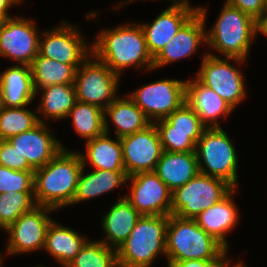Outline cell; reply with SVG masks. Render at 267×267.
Segmentation results:
<instances>
[{
    "label": "cell",
    "instance_id": "6da1fadb",
    "mask_svg": "<svg viewBox=\"0 0 267 267\" xmlns=\"http://www.w3.org/2000/svg\"><path fill=\"white\" fill-rule=\"evenodd\" d=\"M130 23L102 29L91 44L92 54L118 76L130 67L149 72L153 70V58L143 29L137 22Z\"/></svg>",
    "mask_w": 267,
    "mask_h": 267
},
{
    "label": "cell",
    "instance_id": "7a4b0ae2",
    "mask_svg": "<svg viewBox=\"0 0 267 267\" xmlns=\"http://www.w3.org/2000/svg\"><path fill=\"white\" fill-rule=\"evenodd\" d=\"M82 168L83 163L79 152L63 148L45 166L35 169L36 205L55 210L71 206Z\"/></svg>",
    "mask_w": 267,
    "mask_h": 267
},
{
    "label": "cell",
    "instance_id": "3957f363",
    "mask_svg": "<svg viewBox=\"0 0 267 267\" xmlns=\"http://www.w3.org/2000/svg\"><path fill=\"white\" fill-rule=\"evenodd\" d=\"M229 251L208 235L194 219L169 215L166 230L167 262L197 260H230Z\"/></svg>",
    "mask_w": 267,
    "mask_h": 267
},
{
    "label": "cell",
    "instance_id": "277c9868",
    "mask_svg": "<svg viewBox=\"0 0 267 267\" xmlns=\"http://www.w3.org/2000/svg\"><path fill=\"white\" fill-rule=\"evenodd\" d=\"M211 29L206 31V46L224 57L247 60L257 35L256 20L226 2Z\"/></svg>",
    "mask_w": 267,
    "mask_h": 267
},
{
    "label": "cell",
    "instance_id": "5b68a950",
    "mask_svg": "<svg viewBox=\"0 0 267 267\" xmlns=\"http://www.w3.org/2000/svg\"><path fill=\"white\" fill-rule=\"evenodd\" d=\"M169 216L143 215L116 250L119 267H151L160 255L166 258Z\"/></svg>",
    "mask_w": 267,
    "mask_h": 267
},
{
    "label": "cell",
    "instance_id": "8992f818",
    "mask_svg": "<svg viewBox=\"0 0 267 267\" xmlns=\"http://www.w3.org/2000/svg\"><path fill=\"white\" fill-rule=\"evenodd\" d=\"M234 141L222 127L206 128L196 143L199 172L238 187V154Z\"/></svg>",
    "mask_w": 267,
    "mask_h": 267
},
{
    "label": "cell",
    "instance_id": "52a82bcc",
    "mask_svg": "<svg viewBox=\"0 0 267 267\" xmlns=\"http://www.w3.org/2000/svg\"><path fill=\"white\" fill-rule=\"evenodd\" d=\"M199 71L196 78L205 86L211 88L233 109L246 99L245 78L238 65L244 64L246 60L233 57L220 58L213 51L204 52ZM232 63H237L234 66Z\"/></svg>",
    "mask_w": 267,
    "mask_h": 267
},
{
    "label": "cell",
    "instance_id": "ba28073f",
    "mask_svg": "<svg viewBox=\"0 0 267 267\" xmlns=\"http://www.w3.org/2000/svg\"><path fill=\"white\" fill-rule=\"evenodd\" d=\"M234 187L227 181L198 173L172 192L171 214L194 219L201 212L225 198Z\"/></svg>",
    "mask_w": 267,
    "mask_h": 267
},
{
    "label": "cell",
    "instance_id": "9c48e42d",
    "mask_svg": "<svg viewBox=\"0 0 267 267\" xmlns=\"http://www.w3.org/2000/svg\"><path fill=\"white\" fill-rule=\"evenodd\" d=\"M120 76L91 54L76 71L77 101L105 110L118 96Z\"/></svg>",
    "mask_w": 267,
    "mask_h": 267
},
{
    "label": "cell",
    "instance_id": "30bf717a",
    "mask_svg": "<svg viewBox=\"0 0 267 267\" xmlns=\"http://www.w3.org/2000/svg\"><path fill=\"white\" fill-rule=\"evenodd\" d=\"M127 96L154 123L165 119L186 102V80L160 79L133 90Z\"/></svg>",
    "mask_w": 267,
    "mask_h": 267
},
{
    "label": "cell",
    "instance_id": "8fae6325",
    "mask_svg": "<svg viewBox=\"0 0 267 267\" xmlns=\"http://www.w3.org/2000/svg\"><path fill=\"white\" fill-rule=\"evenodd\" d=\"M54 211L57 210L47 206H35L10 224L6 228V233H8L6 254L22 255L44 250L47 230L54 220L49 214Z\"/></svg>",
    "mask_w": 267,
    "mask_h": 267
},
{
    "label": "cell",
    "instance_id": "7c38bea8",
    "mask_svg": "<svg viewBox=\"0 0 267 267\" xmlns=\"http://www.w3.org/2000/svg\"><path fill=\"white\" fill-rule=\"evenodd\" d=\"M61 21L60 25L45 30L39 39V54L63 64H82L91 54V44L86 42L78 25Z\"/></svg>",
    "mask_w": 267,
    "mask_h": 267
},
{
    "label": "cell",
    "instance_id": "4fadbf2b",
    "mask_svg": "<svg viewBox=\"0 0 267 267\" xmlns=\"http://www.w3.org/2000/svg\"><path fill=\"white\" fill-rule=\"evenodd\" d=\"M21 16L10 17L0 31V56L31 66L39 54L41 32L33 19Z\"/></svg>",
    "mask_w": 267,
    "mask_h": 267
},
{
    "label": "cell",
    "instance_id": "5bb4252c",
    "mask_svg": "<svg viewBox=\"0 0 267 267\" xmlns=\"http://www.w3.org/2000/svg\"><path fill=\"white\" fill-rule=\"evenodd\" d=\"M130 181L125 198L142 216L171 215L172 191L155 172L128 176L127 183Z\"/></svg>",
    "mask_w": 267,
    "mask_h": 267
},
{
    "label": "cell",
    "instance_id": "9a60e30c",
    "mask_svg": "<svg viewBox=\"0 0 267 267\" xmlns=\"http://www.w3.org/2000/svg\"><path fill=\"white\" fill-rule=\"evenodd\" d=\"M120 141L127 176L155 171L163 148L154 123L139 132L121 137Z\"/></svg>",
    "mask_w": 267,
    "mask_h": 267
},
{
    "label": "cell",
    "instance_id": "2e32d148",
    "mask_svg": "<svg viewBox=\"0 0 267 267\" xmlns=\"http://www.w3.org/2000/svg\"><path fill=\"white\" fill-rule=\"evenodd\" d=\"M206 6L200 13H195L166 44L161 52L153 59V70H157L170 63L191 57L201 44L206 45Z\"/></svg>",
    "mask_w": 267,
    "mask_h": 267
},
{
    "label": "cell",
    "instance_id": "e0dca14e",
    "mask_svg": "<svg viewBox=\"0 0 267 267\" xmlns=\"http://www.w3.org/2000/svg\"><path fill=\"white\" fill-rule=\"evenodd\" d=\"M53 135L46 123L39 122L32 129L10 137L8 141L35 170L45 166L65 148Z\"/></svg>",
    "mask_w": 267,
    "mask_h": 267
},
{
    "label": "cell",
    "instance_id": "ac0fdd59",
    "mask_svg": "<svg viewBox=\"0 0 267 267\" xmlns=\"http://www.w3.org/2000/svg\"><path fill=\"white\" fill-rule=\"evenodd\" d=\"M194 14L195 12L188 8L169 5L150 24L140 23L153 59Z\"/></svg>",
    "mask_w": 267,
    "mask_h": 267
},
{
    "label": "cell",
    "instance_id": "d6986e66",
    "mask_svg": "<svg viewBox=\"0 0 267 267\" xmlns=\"http://www.w3.org/2000/svg\"><path fill=\"white\" fill-rule=\"evenodd\" d=\"M234 188L225 198L210 206L194 218L196 223L210 236L214 237L229 251L227 233L233 231L240 218L239 209L234 202Z\"/></svg>",
    "mask_w": 267,
    "mask_h": 267
},
{
    "label": "cell",
    "instance_id": "ffe728a7",
    "mask_svg": "<svg viewBox=\"0 0 267 267\" xmlns=\"http://www.w3.org/2000/svg\"><path fill=\"white\" fill-rule=\"evenodd\" d=\"M186 103L207 128L221 127L217 119L228 117L234 110L196 77L186 81Z\"/></svg>",
    "mask_w": 267,
    "mask_h": 267
},
{
    "label": "cell",
    "instance_id": "44dd1931",
    "mask_svg": "<svg viewBox=\"0 0 267 267\" xmlns=\"http://www.w3.org/2000/svg\"><path fill=\"white\" fill-rule=\"evenodd\" d=\"M118 199L103 215L101 228L105 236L99 240L107 247L115 250L127 239L136 222L142 216L126 200L125 195Z\"/></svg>",
    "mask_w": 267,
    "mask_h": 267
},
{
    "label": "cell",
    "instance_id": "7402d4cb",
    "mask_svg": "<svg viewBox=\"0 0 267 267\" xmlns=\"http://www.w3.org/2000/svg\"><path fill=\"white\" fill-rule=\"evenodd\" d=\"M105 133L110 134V121L116 137L121 138L145 129L151 124L143 111L126 95L118 97L104 110ZM110 121H109V120Z\"/></svg>",
    "mask_w": 267,
    "mask_h": 267
},
{
    "label": "cell",
    "instance_id": "603a6c76",
    "mask_svg": "<svg viewBox=\"0 0 267 267\" xmlns=\"http://www.w3.org/2000/svg\"><path fill=\"white\" fill-rule=\"evenodd\" d=\"M3 107H23L33 102L36 96L31 67L12 65L0 73Z\"/></svg>",
    "mask_w": 267,
    "mask_h": 267
},
{
    "label": "cell",
    "instance_id": "cb8c5ba5",
    "mask_svg": "<svg viewBox=\"0 0 267 267\" xmlns=\"http://www.w3.org/2000/svg\"><path fill=\"white\" fill-rule=\"evenodd\" d=\"M85 149L84 153L79 151L83 167H86L88 162L94 170L125 172L120 138L116 137L115 140L104 133L86 141Z\"/></svg>",
    "mask_w": 267,
    "mask_h": 267
},
{
    "label": "cell",
    "instance_id": "d4e9b609",
    "mask_svg": "<svg viewBox=\"0 0 267 267\" xmlns=\"http://www.w3.org/2000/svg\"><path fill=\"white\" fill-rule=\"evenodd\" d=\"M154 172L173 192L200 173L196 153L163 151Z\"/></svg>",
    "mask_w": 267,
    "mask_h": 267
},
{
    "label": "cell",
    "instance_id": "484cf974",
    "mask_svg": "<svg viewBox=\"0 0 267 267\" xmlns=\"http://www.w3.org/2000/svg\"><path fill=\"white\" fill-rule=\"evenodd\" d=\"M79 234L53 220L47 230L44 250L59 266L67 267L89 240L86 235Z\"/></svg>",
    "mask_w": 267,
    "mask_h": 267
},
{
    "label": "cell",
    "instance_id": "4316f807",
    "mask_svg": "<svg viewBox=\"0 0 267 267\" xmlns=\"http://www.w3.org/2000/svg\"><path fill=\"white\" fill-rule=\"evenodd\" d=\"M35 93L36 96L41 93L40 103L37 109L34 110L40 115L42 114L38 116L39 122L42 123H47L44 118L57 121L66 119L68 113L77 102L74 84L49 85Z\"/></svg>",
    "mask_w": 267,
    "mask_h": 267
},
{
    "label": "cell",
    "instance_id": "83f0119b",
    "mask_svg": "<svg viewBox=\"0 0 267 267\" xmlns=\"http://www.w3.org/2000/svg\"><path fill=\"white\" fill-rule=\"evenodd\" d=\"M85 167L82 168L78 178L76 192L71 205H77L83 201L97 198L109 193L117 187L127 182L126 172H114L107 170H94L85 173Z\"/></svg>",
    "mask_w": 267,
    "mask_h": 267
},
{
    "label": "cell",
    "instance_id": "f1b7e54d",
    "mask_svg": "<svg viewBox=\"0 0 267 267\" xmlns=\"http://www.w3.org/2000/svg\"><path fill=\"white\" fill-rule=\"evenodd\" d=\"M81 64H63L38 54L31 64L35 92L54 84H74L77 68Z\"/></svg>",
    "mask_w": 267,
    "mask_h": 267
},
{
    "label": "cell",
    "instance_id": "f546056e",
    "mask_svg": "<svg viewBox=\"0 0 267 267\" xmlns=\"http://www.w3.org/2000/svg\"><path fill=\"white\" fill-rule=\"evenodd\" d=\"M67 118L72 120L74 130L85 141L105 133L104 110L95 105L77 101Z\"/></svg>",
    "mask_w": 267,
    "mask_h": 267
},
{
    "label": "cell",
    "instance_id": "4dcf8cb0",
    "mask_svg": "<svg viewBox=\"0 0 267 267\" xmlns=\"http://www.w3.org/2000/svg\"><path fill=\"white\" fill-rule=\"evenodd\" d=\"M158 132L190 133L196 144L207 128L194 110L185 102L165 119L154 122Z\"/></svg>",
    "mask_w": 267,
    "mask_h": 267
},
{
    "label": "cell",
    "instance_id": "1f68e13d",
    "mask_svg": "<svg viewBox=\"0 0 267 267\" xmlns=\"http://www.w3.org/2000/svg\"><path fill=\"white\" fill-rule=\"evenodd\" d=\"M23 107H2L0 109V140H8L35 127L38 123V114Z\"/></svg>",
    "mask_w": 267,
    "mask_h": 267
},
{
    "label": "cell",
    "instance_id": "d6a6232c",
    "mask_svg": "<svg viewBox=\"0 0 267 267\" xmlns=\"http://www.w3.org/2000/svg\"><path fill=\"white\" fill-rule=\"evenodd\" d=\"M67 267H119L116 250L103 242L88 240Z\"/></svg>",
    "mask_w": 267,
    "mask_h": 267
},
{
    "label": "cell",
    "instance_id": "836d02e7",
    "mask_svg": "<svg viewBox=\"0 0 267 267\" xmlns=\"http://www.w3.org/2000/svg\"><path fill=\"white\" fill-rule=\"evenodd\" d=\"M36 205L34 192H16L0 194V221L7 228L22 214L31 211Z\"/></svg>",
    "mask_w": 267,
    "mask_h": 267
},
{
    "label": "cell",
    "instance_id": "e575fe53",
    "mask_svg": "<svg viewBox=\"0 0 267 267\" xmlns=\"http://www.w3.org/2000/svg\"><path fill=\"white\" fill-rule=\"evenodd\" d=\"M34 192V171H18L0 165V194Z\"/></svg>",
    "mask_w": 267,
    "mask_h": 267
},
{
    "label": "cell",
    "instance_id": "d590c367",
    "mask_svg": "<svg viewBox=\"0 0 267 267\" xmlns=\"http://www.w3.org/2000/svg\"><path fill=\"white\" fill-rule=\"evenodd\" d=\"M163 151L195 152L196 144L190 139V133L158 132Z\"/></svg>",
    "mask_w": 267,
    "mask_h": 267
},
{
    "label": "cell",
    "instance_id": "8d00e7d4",
    "mask_svg": "<svg viewBox=\"0 0 267 267\" xmlns=\"http://www.w3.org/2000/svg\"><path fill=\"white\" fill-rule=\"evenodd\" d=\"M0 165L18 171H35L8 140H0Z\"/></svg>",
    "mask_w": 267,
    "mask_h": 267
},
{
    "label": "cell",
    "instance_id": "74e56055",
    "mask_svg": "<svg viewBox=\"0 0 267 267\" xmlns=\"http://www.w3.org/2000/svg\"><path fill=\"white\" fill-rule=\"evenodd\" d=\"M225 2L250 15L256 21L267 11V0H225Z\"/></svg>",
    "mask_w": 267,
    "mask_h": 267
},
{
    "label": "cell",
    "instance_id": "f35d334b",
    "mask_svg": "<svg viewBox=\"0 0 267 267\" xmlns=\"http://www.w3.org/2000/svg\"><path fill=\"white\" fill-rule=\"evenodd\" d=\"M231 260H197L190 259L185 261L168 262V267H229Z\"/></svg>",
    "mask_w": 267,
    "mask_h": 267
},
{
    "label": "cell",
    "instance_id": "ab89813d",
    "mask_svg": "<svg viewBox=\"0 0 267 267\" xmlns=\"http://www.w3.org/2000/svg\"><path fill=\"white\" fill-rule=\"evenodd\" d=\"M132 1L135 2V1H139V0H126L123 3H120L121 5L120 4L116 5L114 7V10L117 11L121 6L123 7L126 4L131 3ZM140 1H143V0H140ZM170 3H172V4H170V6H181V7H185V8H188V9L194 11L195 13H200V11L202 9V5L201 6L199 5L198 7H196V6L195 7L194 6L192 7V4L190 3V0H171Z\"/></svg>",
    "mask_w": 267,
    "mask_h": 267
},
{
    "label": "cell",
    "instance_id": "60d3db41",
    "mask_svg": "<svg viewBox=\"0 0 267 267\" xmlns=\"http://www.w3.org/2000/svg\"><path fill=\"white\" fill-rule=\"evenodd\" d=\"M257 34L267 37V11L256 21Z\"/></svg>",
    "mask_w": 267,
    "mask_h": 267
},
{
    "label": "cell",
    "instance_id": "b9f144b4",
    "mask_svg": "<svg viewBox=\"0 0 267 267\" xmlns=\"http://www.w3.org/2000/svg\"><path fill=\"white\" fill-rule=\"evenodd\" d=\"M13 6H18L14 0H0V13L7 14L9 17H13L9 14V8Z\"/></svg>",
    "mask_w": 267,
    "mask_h": 267
},
{
    "label": "cell",
    "instance_id": "7bdbcfd3",
    "mask_svg": "<svg viewBox=\"0 0 267 267\" xmlns=\"http://www.w3.org/2000/svg\"><path fill=\"white\" fill-rule=\"evenodd\" d=\"M9 18L10 17L7 14L0 13V31L3 29V27L5 26L6 21Z\"/></svg>",
    "mask_w": 267,
    "mask_h": 267
},
{
    "label": "cell",
    "instance_id": "ee69618b",
    "mask_svg": "<svg viewBox=\"0 0 267 267\" xmlns=\"http://www.w3.org/2000/svg\"><path fill=\"white\" fill-rule=\"evenodd\" d=\"M233 264V265H232ZM229 267H246L243 262L232 263Z\"/></svg>",
    "mask_w": 267,
    "mask_h": 267
},
{
    "label": "cell",
    "instance_id": "f6af8a7d",
    "mask_svg": "<svg viewBox=\"0 0 267 267\" xmlns=\"http://www.w3.org/2000/svg\"><path fill=\"white\" fill-rule=\"evenodd\" d=\"M3 107V97H2V91H1V85H0V109Z\"/></svg>",
    "mask_w": 267,
    "mask_h": 267
},
{
    "label": "cell",
    "instance_id": "bcb514c9",
    "mask_svg": "<svg viewBox=\"0 0 267 267\" xmlns=\"http://www.w3.org/2000/svg\"><path fill=\"white\" fill-rule=\"evenodd\" d=\"M3 262V254L0 252V267H2Z\"/></svg>",
    "mask_w": 267,
    "mask_h": 267
},
{
    "label": "cell",
    "instance_id": "7dc6e473",
    "mask_svg": "<svg viewBox=\"0 0 267 267\" xmlns=\"http://www.w3.org/2000/svg\"><path fill=\"white\" fill-rule=\"evenodd\" d=\"M0 229L2 230H4L5 231V233H6V227L3 225V223L0 221Z\"/></svg>",
    "mask_w": 267,
    "mask_h": 267
},
{
    "label": "cell",
    "instance_id": "c3c4849f",
    "mask_svg": "<svg viewBox=\"0 0 267 267\" xmlns=\"http://www.w3.org/2000/svg\"><path fill=\"white\" fill-rule=\"evenodd\" d=\"M14 1H15L18 5H20V4L22 5V3H23L24 0H14Z\"/></svg>",
    "mask_w": 267,
    "mask_h": 267
}]
</instances>
